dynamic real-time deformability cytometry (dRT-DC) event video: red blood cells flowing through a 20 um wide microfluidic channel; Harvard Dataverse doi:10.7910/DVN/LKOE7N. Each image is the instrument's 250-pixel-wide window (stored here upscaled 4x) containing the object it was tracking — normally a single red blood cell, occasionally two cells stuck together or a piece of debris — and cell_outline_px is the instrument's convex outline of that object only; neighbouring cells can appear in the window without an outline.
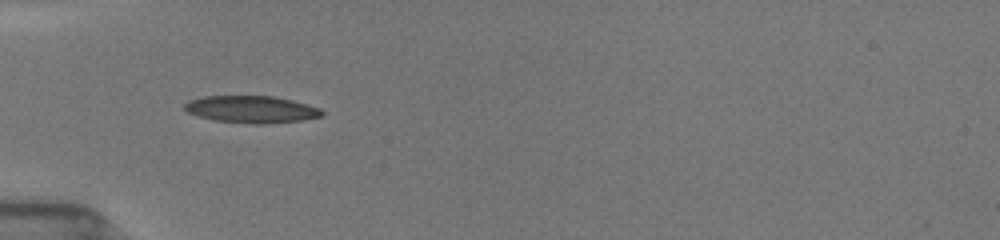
{"species": "common noctule bat (a hibernating species)", "species_latin": "Nyctalus noctula", "temperature_condition": "room temperature", "stored_images_in_passage": 10, "camera_frame_rate_fps": 3000, "um_per_image_px": 0.085, "animal": {"sex": "female", "body_mass_g": 19.5, "forearm_length_mm": 54.1}, "frame": {"image": 1, "passage_image": 9, "time_ms": 3.333, "image_size_px": [1000, 240], "cell_outline_px": [[324, 112], [320, 116], [300, 120], [264, 124], [256, 124], [216, 120], [200, 116], [188, 112], [184, 108], [184, 104], [188, 100], [204, 96], [272, 96], [292, 100], [320, 108]], "centroid_in_image_um": [21.36, 9.28], "position_along_channel_um": 63.6, "area_um2": 21.39}}
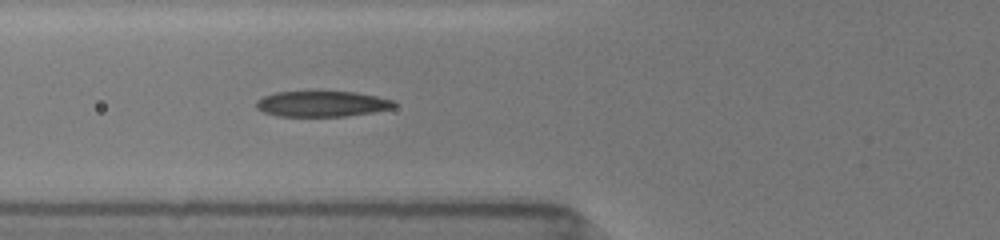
{"frame": {"image": 2, "passage_image": 10, "time_ms": 4.333, "image_size_px": [1000, 240], "cell_outline_px": [[396, 104], [392, 108], [372, 112], [344, 116], [276, 116], [264, 112], [256, 108], [256, 100], [264, 96], [276, 92], [356, 92], [376, 96], [392, 100]], "centroid_in_image_um": [27.33, 8.83], "position_along_channel_um": 98.5, "area_um2": 20.4}}